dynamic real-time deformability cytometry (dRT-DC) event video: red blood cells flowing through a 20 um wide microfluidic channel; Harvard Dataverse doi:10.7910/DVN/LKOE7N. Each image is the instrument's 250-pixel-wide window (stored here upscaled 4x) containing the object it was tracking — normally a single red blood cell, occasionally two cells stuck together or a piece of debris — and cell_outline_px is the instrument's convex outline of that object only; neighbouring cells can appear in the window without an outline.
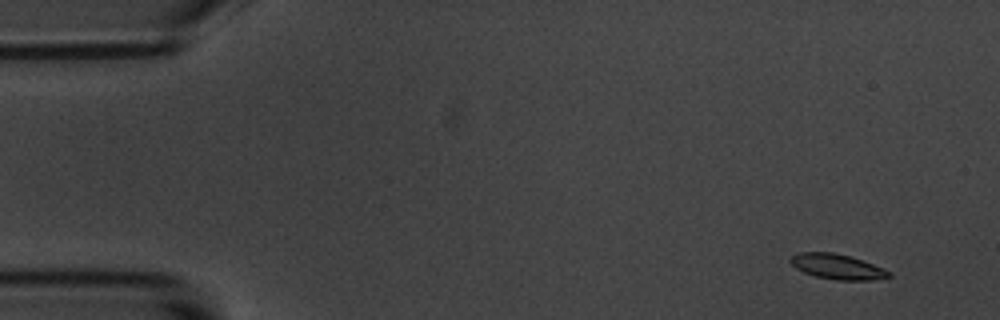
{"species": "common noctule bat (a hibernating species)", "species_latin": "Nyctalus noctula", "temperature_condition": "room temperature", "stored_images_in_passage": 53, "camera_frame_rate_fps": 3000, "um_per_image_px": 0.085, "animal": {"sex": "male", "body_mass_g": 20.1, "forearm_length_mm": 53.5}, "frame": {"image": 1, "passage_image": 1, "time_ms": 0.0, "image_size_px": [1000, 320], "cell_outline_px": [[892, 276], [872, 280], [836, 280], [816, 276], [804, 272], [796, 268], [788, 260], [792, 256], [800, 252], [832, 252], [852, 256], [864, 260], [884, 268], [892, 272]], "centroid_in_image_um": [71.21, 22.66], "position_along_channel_um": 13.8, "area_um2": 14.57}}
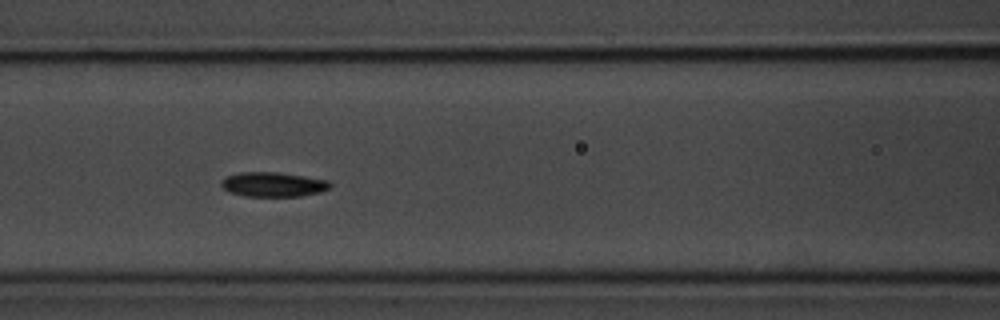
{"frame": {"image": 2, "passage_image": 21, "time_ms": 6.667, "image_size_px": [1000, 320], "cell_outline_px": [[332, 184], [328, 188], [320, 192], [300, 196], [244, 196], [228, 192], [220, 184], [220, 180], [224, 176], [240, 172], [276, 172], [304, 176], [328, 180]], "centroid_in_image_um": [23.16, 15.67], "position_along_channel_um": 143.4, "area_um2": 15.66}}
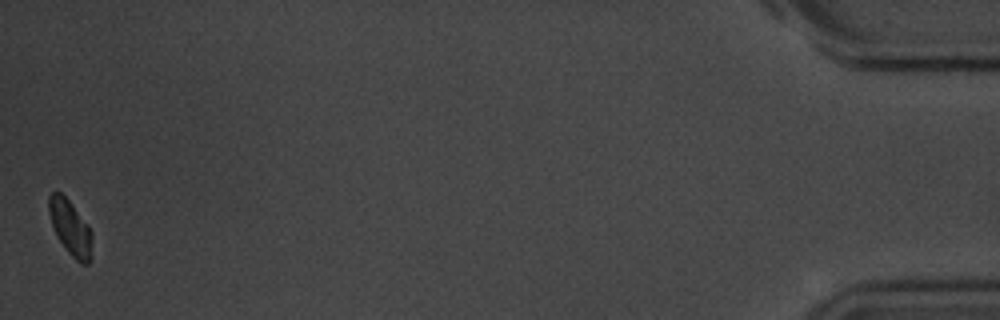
{"frame": {"image": 3, "passage_image": 53, "time_ms": 17.333, "image_size_px": [1000, 320], "cell_outline_px": [[92, 260], [88, 264], [80, 264], [68, 252], [56, 236], [48, 212], [48, 196], [52, 192], [60, 192], [68, 200], [88, 224], [92, 232]], "centroid_in_image_um": [6.0, 19.39], "position_along_channel_um": 429.2, "area_um2": 14.05}, "authors_computed_cell_mechanics": {"area_um2": 14.9702, "velocity_mm_per_s": 3.5675, "shape_relaxation_time_tau1_ms": 2.3223, "shape_relaxation_time_tau2_ms": null, "deformation_change_tau1": 0.0985, "deformation_change_tau2": null}}